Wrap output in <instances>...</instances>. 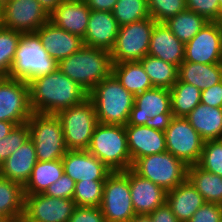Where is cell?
I'll return each mask as SVG.
<instances>
[{"mask_svg":"<svg viewBox=\"0 0 222 222\" xmlns=\"http://www.w3.org/2000/svg\"><path fill=\"white\" fill-rule=\"evenodd\" d=\"M28 85L30 106L34 113L56 115L88 98L86 90L64 75L59 68L53 73L33 79Z\"/></svg>","mask_w":222,"mask_h":222,"instance_id":"6da1fadb","label":"cell"},{"mask_svg":"<svg viewBox=\"0 0 222 222\" xmlns=\"http://www.w3.org/2000/svg\"><path fill=\"white\" fill-rule=\"evenodd\" d=\"M59 70L89 93L112 73L110 52L84 45L58 62Z\"/></svg>","mask_w":222,"mask_h":222,"instance_id":"7a4b0ae2","label":"cell"},{"mask_svg":"<svg viewBox=\"0 0 222 222\" xmlns=\"http://www.w3.org/2000/svg\"><path fill=\"white\" fill-rule=\"evenodd\" d=\"M99 123L122 125L128 123L135 96L120 84L111 73L89 93Z\"/></svg>","mask_w":222,"mask_h":222,"instance_id":"3957f363","label":"cell"},{"mask_svg":"<svg viewBox=\"0 0 222 222\" xmlns=\"http://www.w3.org/2000/svg\"><path fill=\"white\" fill-rule=\"evenodd\" d=\"M87 151L96 156L112 172L132 167L127 133L122 125L98 123Z\"/></svg>","mask_w":222,"mask_h":222,"instance_id":"277c9868","label":"cell"},{"mask_svg":"<svg viewBox=\"0 0 222 222\" xmlns=\"http://www.w3.org/2000/svg\"><path fill=\"white\" fill-rule=\"evenodd\" d=\"M58 62L49 56L36 33H22L9 77L29 83L42 75L53 73Z\"/></svg>","mask_w":222,"mask_h":222,"instance_id":"5b68a950","label":"cell"},{"mask_svg":"<svg viewBox=\"0 0 222 222\" xmlns=\"http://www.w3.org/2000/svg\"><path fill=\"white\" fill-rule=\"evenodd\" d=\"M61 122L67 150H87L98 125L95 106L88 97L56 114Z\"/></svg>","mask_w":222,"mask_h":222,"instance_id":"8992f818","label":"cell"},{"mask_svg":"<svg viewBox=\"0 0 222 222\" xmlns=\"http://www.w3.org/2000/svg\"><path fill=\"white\" fill-rule=\"evenodd\" d=\"M38 161L62 159L67 152L64 133L56 115L32 113L27 121Z\"/></svg>","mask_w":222,"mask_h":222,"instance_id":"52a82bcc","label":"cell"},{"mask_svg":"<svg viewBox=\"0 0 222 222\" xmlns=\"http://www.w3.org/2000/svg\"><path fill=\"white\" fill-rule=\"evenodd\" d=\"M187 168L181 159L167 151L138 158L131 167L140 177L151 180L166 191L187 179Z\"/></svg>","mask_w":222,"mask_h":222,"instance_id":"ba28073f","label":"cell"},{"mask_svg":"<svg viewBox=\"0 0 222 222\" xmlns=\"http://www.w3.org/2000/svg\"><path fill=\"white\" fill-rule=\"evenodd\" d=\"M156 21L152 17L120 26L113 49L112 63L140 61L149 51L150 39Z\"/></svg>","mask_w":222,"mask_h":222,"instance_id":"9c48e42d","label":"cell"},{"mask_svg":"<svg viewBox=\"0 0 222 222\" xmlns=\"http://www.w3.org/2000/svg\"><path fill=\"white\" fill-rule=\"evenodd\" d=\"M99 208L106 222H130L136 215L131 201L128 169L114 171L107 177Z\"/></svg>","mask_w":222,"mask_h":222,"instance_id":"30bf717a","label":"cell"},{"mask_svg":"<svg viewBox=\"0 0 222 222\" xmlns=\"http://www.w3.org/2000/svg\"><path fill=\"white\" fill-rule=\"evenodd\" d=\"M166 149L187 166L198 163L204 140L185 117L172 116L163 124Z\"/></svg>","mask_w":222,"mask_h":222,"instance_id":"8fae6325","label":"cell"},{"mask_svg":"<svg viewBox=\"0 0 222 222\" xmlns=\"http://www.w3.org/2000/svg\"><path fill=\"white\" fill-rule=\"evenodd\" d=\"M172 116L170 89L154 87L135 95L126 125H163Z\"/></svg>","mask_w":222,"mask_h":222,"instance_id":"7c38bea8","label":"cell"},{"mask_svg":"<svg viewBox=\"0 0 222 222\" xmlns=\"http://www.w3.org/2000/svg\"><path fill=\"white\" fill-rule=\"evenodd\" d=\"M32 113L28 83L0 77V121L18 126L27 123Z\"/></svg>","mask_w":222,"mask_h":222,"instance_id":"4fadbf2b","label":"cell"},{"mask_svg":"<svg viewBox=\"0 0 222 222\" xmlns=\"http://www.w3.org/2000/svg\"><path fill=\"white\" fill-rule=\"evenodd\" d=\"M49 15L41 7L38 0H9L1 8L0 25L22 33H35Z\"/></svg>","mask_w":222,"mask_h":222,"instance_id":"5bb4252c","label":"cell"},{"mask_svg":"<svg viewBox=\"0 0 222 222\" xmlns=\"http://www.w3.org/2000/svg\"><path fill=\"white\" fill-rule=\"evenodd\" d=\"M24 215L30 222H68L76 207L73 199L24 194Z\"/></svg>","mask_w":222,"mask_h":222,"instance_id":"9a60e30c","label":"cell"},{"mask_svg":"<svg viewBox=\"0 0 222 222\" xmlns=\"http://www.w3.org/2000/svg\"><path fill=\"white\" fill-rule=\"evenodd\" d=\"M184 61L200 64L222 63V39L218 22H207L185 44Z\"/></svg>","mask_w":222,"mask_h":222,"instance_id":"2e32d148","label":"cell"},{"mask_svg":"<svg viewBox=\"0 0 222 222\" xmlns=\"http://www.w3.org/2000/svg\"><path fill=\"white\" fill-rule=\"evenodd\" d=\"M132 164L141 157L167 151L163 125H125Z\"/></svg>","mask_w":222,"mask_h":222,"instance_id":"e0dca14e","label":"cell"},{"mask_svg":"<svg viewBox=\"0 0 222 222\" xmlns=\"http://www.w3.org/2000/svg\"><path fill=\"white\" fill-rule=\"evenodd\" d=\"M63 170L72 180H106L112 171L87 150H67Z\"/></svg>","mask_w":222,"mask_h":222,"instance_id":"ac0fdd59","label":"cell"},{"mask_svg":"<svg viewBox=\"0 0 222 222\" xmlns=\"http://www.w3.org/2000/svg\"><path fill=\"white\" fill-rule=\"evenodd\" d=\"M131 201L136 215H149L166 203L167 191L128 169Z\"/></svg>","mask_w":222,"mask_h":222,"instance_id":"d6986e66","label":"cell"},{"mask_svg":"<svg viewBox=\"0 0 222 222\" xmlns=\"http://www.w3.org/2000/svg\"><path fill=\"white\" fill-rule=\"evenodd\" d=\"M50 57L57 62L69 57L84 46L83 39L58 28L51 21L44 23L35 32Z\"/></svg>","mask_w":222,"mask_h":222,"instance_id":"ffe728a7","label":"cell"},{"mask_svg":"<svg viewBox=\"0 0 222 222\" xmlns=\"http://www.w3.org/2000/svg\"><path fill=\"white\" fill-rule=\"evenodd\" d=\"M119 28L112 12L91 10L83 38L84 45L110 52L114 47Z\"/></svg>","mask_w":222,"mask_h":222,"instance_id":"44dd1931","label":"cell"},{"mask_svg":"<svg viewBox=\"0 0 222 222\" xmlns=\"http://www.w3.org/2000/svg\"><path fill=\"white\" fill-rule=\"evenodd\" d=\"M91 9L84 0H65L50 15L51 21L58 28L84 38Z\"/></svg>","mask_w":222,"mask_h":222,"instance_id":"7402d4cb","label":"cell"},{"mask_svg":"<svg viewBox=\"0 0 222 222\" xmlns=\"http://www.w3.org/2000/svg\"><path fill=\"white\" fill-rule=\"evenodd\" d=\"M147 55L179 67L184 62L185 44L170 31L164 22H156Z\"/></svg>","mask_w":222,"mask_h":222,"instance_id":"603a6c76","label":"cell"},{"mask_svg":"<svg viewBox=\"0 0 222 222\" xmlns=\"http://www.w3.org/2000/svg\"><path fill=\"white\" fill-rule=\"evenodd\" d=\"M37 161L34 143L29 139L0 165V176L24 187Z\"/></svg>","mask_w":222,"mask_h":222,"instance_id":"cb8c5ba5","label":"cell"},{"mask_svg":"<svg viewBox=\"0 0 222 222\" xmlns=\"http://www.w3.org/2000/svg\"><path fill=\"white\" fill-rule=\"evenodd\" d=\"M204 203L203 196L188 179L167 191L166 204L172 209L179 222H188Z\"/></svg>","mask_w":222,"mask_h":222,"instance_id":"d4e9b609","label":"cell"},{"mask_svg":"<svg viewBox=\"0 0 222 222\" xmlns=\"http://www.w3.org/2000/svg\"><path fill=\"white\" fill-rule=\"evenodd\" d=\"M185 118L204 141L222 139V108L199 103Z\"/></svg>","mask_w":222,"mask_h":222,"instance_id":"484cf974","label":"cell"},{"mask_svg":"<svg viewBox=\"0 0 222 222\" xmlns=\"http://www.w3.org/2000/svg\"><path fill=\"white\" fill-rule=\"evenodd\" d=\"M178 80L194 85L201 91L222 81V63L200 64L184 61L178 70Z\"/></svg>","mask_w":222,"mask_h":222,"instance_id":"4316f807","label":"cell"},{"mask_svg":"<svg viewBox=\"0 0 222 222\" xmlns=\"http://www.w3.org/2000/svg\"><path fill=\"white\" fill-rule=\"evenodd\" d=\"M112 74L134 96L154 88L140 61L112 63Z\"/></svg>","mask_w":222,"mask_h":222,"instance_id":"83f0119b","label":"cell"},{"mask_svg":"<svg viewBox=\"0 0 222 222\" xmlns=\"http://www.w3.org/2000/svg\"><path fill=\"white\" fill-rule=\"evenodd\" d=\"M187 179L203 196L205 202L222 205V177L200 168L197 164L187 168Z\"/></svg>","mask_w":222,"mask_h":222,"instance_id":"f1b7e54d","label":"cell"},{"mask_svg":"<svg viewBox=\"0 0 222 222\" xmlns=\"http://www.w3.org/2000/svg\"><path fill=\"white\" fill-rule=\"evenodd\" d=\"M64 174L62 159L37 161L30 179L24 186V194H44L48 187Z\"/></svg>","mask_w":222,"mask_h":222,"instance_id":"f546056e","label":"cell"},{"mask_svg":"<svg viewBox=\"0 0 222 222\" xmlns=\"http://www.w3.org/2000/svg\"><path fill=\"white\" fill-rule=\"evenodd\" d=\"M24 187L0 176V215L11 221L24 215Z\"/></svg>","mask_w":222,"mask_h":222,"instance_id":"4dcf8cb0","label":"cell"},{"mask_svg":"<svg viewBox=\"0 0 222 222\" xmlns=\"http://www.w3.org/2000/svg\"><path fill=\"white\" fill-rule=\"evenodd\" d=\"M201 90L192 84L177 80L170 89L171 111L174 117H186L199 103Z\"/></svg>","mask_w":222,"mask_h":222,"instance_id":"1f68e13d","label":"cell"},{"mask_svg":"<svg viewBox=\"0 0 222 222\" xmlns=\"http://www.w3.org/2000/svg\"><path fill=\"white\" fill-rule=\"evenodd\" d=\"M153 87L171 89L178 80L179 67L160 58L146 55L140 60Z\"/></svg>","mask_w":222,"mask_h":222,"instance_id":"d6a6232c","label":"cell"},{"mask_svg":"<svg viewBox=\"0 0 222 222\" xmlns=\"http://www.w3.org/2000/svg\"><path fill=\"white\" fill-rule=\"evenodd\" d=\"M208 21L188 9L168 18L164 23L184 44L188 43Z\"/></svg>","mask_w":222,"mask_h":222,"instance_id":"836d02e7","label":"cell"},{"mask_svg":"<svg viewBox=\"0 0 222 222\" xmlns=\"http://www.w3.org/2000/svg\"><path fill=\"white\" fill-rule=\"evenodd\" d=\"M112 13L119 26L150 17L147 0H117Z\"/></svg>","mask_w":222,"mask_h":222,"instance_id":"e575fe53","label":"cell"},{"mask_svg":"<svg viewBox=\"0 0 222 222\" xmlns=\"http://www.w3.org/2000/svg\"><path fill=\"white\" fill-rule=\"evenodd\" d=\"M21 34L0 25V77H9Z\"/></svg>","mask_w":222,"mask_h":222,"instance_id":"d590c367","label":"cell"},{"mask_svg":"<svg viewBox=\"0 0 222 222\" xmlns=\"http://www.w3.org/2000/svg\"><path fill=\"white\" fill-rule=\"evenodd\" d=\"M105 180L78 181L75 184L73 200L76 206L100 207Z\"/></svg>","mask_w":222,"mask_h":222,"instance_id":"8d00e7d4","label":"cell"},{"mask_svg":"<svg viewBox=\"0 0 222 222\" xmlns=\"http://www.w3.org/2000/svg\"><path fill=\"white\" fill-rule=\"evenodd\" d=\"M197 165L222 177V139L204 141Z\"/></svg>","mask_w":222,"mask_h":222,"instance_id":"74e56055","label":"cell"},{"mask_svg":"<svg viewBox=\"0 0 222 222\" xmlns=\"http://www.w3.org/2000/svg\"><path fill=\"white\" fill-rule=\"evenodd\" d=\"M150 17L156 22H165L186 10V0H147Z\"/></svg>","mask_w":222,"mask_h":222,"instance_id":"f35d334b","label":"cell"},{"mask_svg":"<svg viewBox=\"0 0 222 222\" xmlns=\"http://www.w3.org/2000/svg\"><path fill=\"white\" fill-rule=\"evenodd\" d=\"M30 139L27 123L15 126L8 136L0 140V165Z\"/></svg>","mask_w":222,"mask_h":222,"instance_id":"ab89813d","label":"cell"},{"mask_svg":"<svg viewBox=\"0 0 222 222\" xmlns=\"http://www.w3.org/2000/svg\"><path fill=\"white\" fill-rule=\"evenodd\" d=\"M186 8L203 16L208 22H218L221 18L218 0H186Z\"/></svg>","mask_w":222,"mask_h":222,"instance_id":"60d3db41","label":"cell"},{"mask_svg":"<svg viewBox=\"0 0 222 222\" xmlns=\"http://www.w3.org/2000/svg\"><path fill=\"white\" fill-rule=\"evenodd\" d=\"M76 182L67 174H63L56 182L45 191V195L57 198L72 199Z\"/></svg>","mask_w":222,"mask_h":222,"instance_id":"b9f144b4","label":"cell"},{"mask_svg":"<svg viewBox=\"0 0 222 222\" xmlns=\"http://www.w3.org/2000/svg\"><path fill=\"white\" fill-rule=\"evenodd\" d=\"M222 220V205L205 202L188 222H219Z\"/></svg>","mask_w":222,"mask_h":222,"instance_id":"7bdbcfd3","label":"cell"},{"mask_svg":"<svg viewBox=\"0 0 222 222\" xmlns=\"http://www.w3.org/2000/svg\"><path fill=\"white\" fill-rule=\"evenodd\" d=\"M68 222H106L99 207L76 206Z\"/></svg>","mask_w":222,"mask_h":222,"instance_id":"ee69618b","label":"cell"},{"mask_svg":"<svg viewBox=\"0 0 222 222\" xmlns=\"http://www.w3.org/2000/svg\"><path fill=\"white\" fill-rule=\"evenodd\" d=\"M201 103L222 108V81L201 91Z\"/></svg>","mask_w":222,"mask_h":222,"instance_id":"f6af8a7d","label":"cell"},{"mask_svg":"<svg viewBox=\"0 0 222 222\" xmlns=\"http://www.w3.org/2000/svg\"><path fill=\"white\" fill-rule=\"evenodd\" d=\"M149 216L152 222H179L166 203L150 213Z\"/></svg>","mask_w":222,"mask_h":222,"instance_id":"bcb514c9","label":"cell"},{"mask_svg":"<svg viewBox=\"0 0 222 222\" xmlns=\"http://www.w3.org/2000/svg\"><path fill=\"white\" fill-rule=\"evenodd\" d=\"M91 10L108 11L114 10L117 0H84Z\"/></svg>","mask_w":222,"mask_h":222,"instance_id":"7dc6e473","label":"cell"},{"mask_svg":"<svg viewBox=\"0 0 222 222\" xmlns=\"http://www.w3.org/2000/svg\"><path fill=\"white\" fill-rule=\"evenodd\" d=\"M41 7L50 15L65 0H38Z\"/></svg>","mask_w":222,"mask_h":222,"instance_id":"c3c4849f","label":"cell"},{"mask_svg":"<svg viewBox=\"0 0 222 222\" xmlns=\"http://www.w3.org/2000/svg\"><path fill=\"white\" fill-rule=\"evenodd\" d=\"M16 125L8 121H0V140L9 135Z\"/></svg>","mask_w":222,"mask_h":222,"instance_id":"681fc988","label":"cell"},{"mask_svg":"<svg viewBox=\"0 0 222 222\" xmlns=\"http://www.w3.org/2000/svg\"><path fill=\"white\" fill-rule=\"evenodd\" d=\"M130 222H152L149 215H135Z\"/></svg>","mask_w":222,"mask_h":222,"instance_id":"f907efd6","label":"cell"},{"mask_svg":"<svg viewBox=\"0 0 222 222\" xmlns=\"http://www.w3.org/2000/svg\"><path fill=\"white\" fill-rule=\"evenodd\" d=\"M10 222H30V221L25 216H21V217H18V218H14Z\"/></svg>","mask_w":222,"mask_h":222,"instance_id":"816d5d0a","label":"cell"},{"mask_svg":"<svg viewBox=\"0 0 222 222\" xmlns=\"http://www.w3.org/2000/svg\"><path fill=\"white\" fill-rule=\"evenodd\" d=\"M11 220L0 215V222H10Z\"/></svg>","mask_w":222,"mask_h":222,"instance_id":"f5cc1de1","label":"cell"},{"mask_svg":"<svg viewBox=\"0 0 222 222\" xmlns=\"http://www.w3.org/2000/svg\"><path fill=\"white\" fill-rule=\"evenodd\" d=\"M218 26H219L220 31H221V39H222V18H220V20L218 21Z\"/></svg>","mask_w":222,"mask_h":222,"instance_id":"db71d44e","label":"cell"},{"mask_svg":"<svg viewBox=\"0 0 222 222\" xmlns=\"http://www.w3.org/2000/svg\"><path fill=\"white\" fill-rule=\"evenodd\" d=\"M9 0H0V7H3Z\"/></svg>","mask_w":222,"mask_h":222,"instance_id":"11a10c76","label":"cell"},{"mask_svg":"<svg viewBox=\"0 0 222 222\" xmlns=\"http://www.w3.org/2000/svg\"><path fill=\"white\" fill-rule=\"evenodd\" d=\"M219 1V5H220V10H221V18H222V0H218Z\"/></svg>","mask_w":222,"mask_h":222,"instance_id":"9f6ffc18","label":"cell"},{"mask_svg":"<svg viewBox=\"0 0 222 222\" xmlns=\"http://www.w3.org/2000/svg\"><path fill=\"white\" fill-rule=\"evenodd\" d=\"M1 8H2V7H0V22H1Z\"/></svg>","mask_w":222,"mask_h":222,"instance_id":"6f0895ef","label":"cell"}]
</instances>
